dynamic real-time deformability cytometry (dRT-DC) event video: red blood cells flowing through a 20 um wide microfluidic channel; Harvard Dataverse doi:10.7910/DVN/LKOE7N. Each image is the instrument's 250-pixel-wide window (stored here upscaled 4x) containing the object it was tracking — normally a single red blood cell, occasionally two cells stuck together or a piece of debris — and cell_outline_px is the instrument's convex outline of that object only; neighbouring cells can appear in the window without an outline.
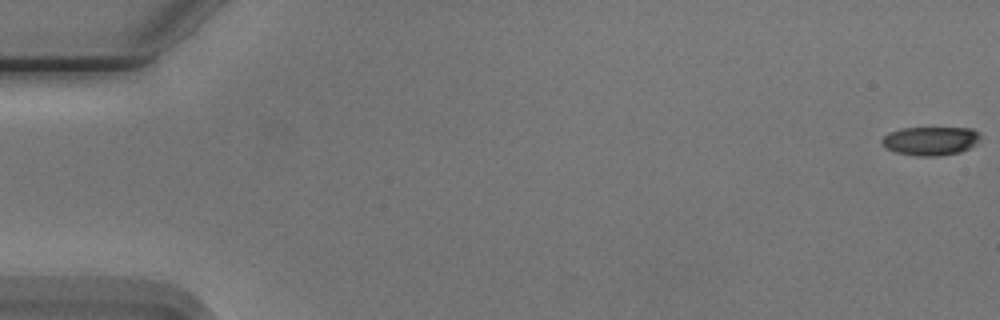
{"species": "Egyptian fruit bat (a non-hibernating species)", "species_latin": "Rousettus aegyptiacus", "temperature_condition": "cold", "stored_images_in_passage": 12, "camera_frame_rate_fps": 3000, "um_per_image_px": 0.085, "animal": {"sex": "male"}, "frame": {"image": 1, "passage_image": 1, "time_ms": 0.0, "image_size_px": [1000, 320], "cell_outline_px": [[980, 136], [968, 148], [960, 152], [936, 156], [916, 156], [896, 152], [880, 144], [880, 140], [888, 132], [900, 128], [972, 128], [980, 132]], "centroid_in_image_um": [79.03, 11.96], "position_along_channel_um": 6.0, "area_um2": 16.36}}